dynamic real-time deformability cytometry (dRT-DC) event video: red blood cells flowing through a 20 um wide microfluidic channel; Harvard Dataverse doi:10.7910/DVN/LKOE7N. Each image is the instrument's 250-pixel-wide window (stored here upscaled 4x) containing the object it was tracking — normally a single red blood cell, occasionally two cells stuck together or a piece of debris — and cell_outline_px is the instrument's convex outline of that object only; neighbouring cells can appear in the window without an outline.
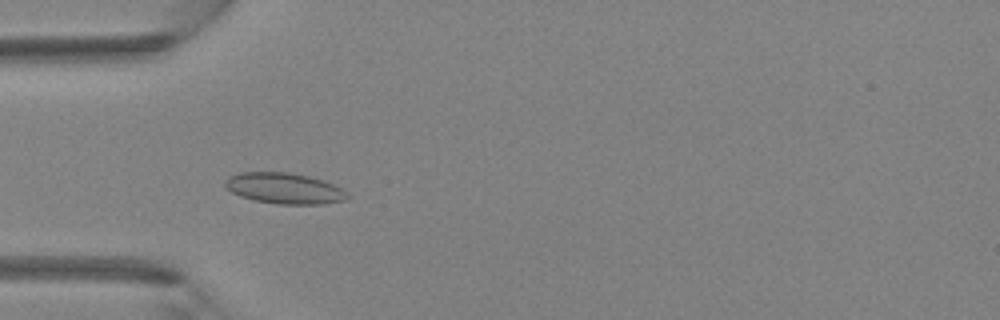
{"species": "Egyptian fruit bat (a non-hibernating species)", "species_latin": "Rousettus aegyptiacus", "temperature_condition": "room temperature", "stored_images_in_passage": 4, "camera_frame_rate_fps": 3000, "um_per_image_px": 0.085, "animal": {"sex": "female"}, "frame": {"image": 1, "passage_image": 3, "time_ms": 0.667, "image_size_px": [1000, 320], "cell_outline_px": [[352, 196], [348, 200], [320, 204], [280, 204], [256, 200], [240, 196], [232, 192], [224, 184], [224, 180], [228, 176], [240, 172], [288, 172], [308, 176], [332, 184], [348, 192]], "centroid_in_image_um": [24.19, 16.01], "position_along_channel_um": 60.8, "area_um2": 21.96}}
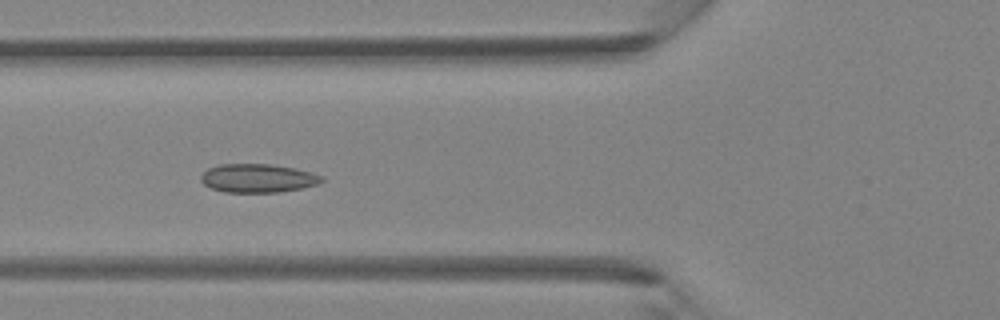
{"frame": {"image": 2, "passage_image": 4, "time_ms": 1.0, "image_size_px": [1000, 320], "cell_outline_px": [[324, 180], [316, 184], [300, 188], [280, 192], [224, 192], [212, 188], [204, 184], [200, 180], [200, 176], [208, 168], [220, 164], [272, 164], [296, 168], [312, 172], [324, 176]], "centroid_in_image_um": [21.92, 15.14], "position_along_channel_um": 103.9, "area_um2": 20.17}}